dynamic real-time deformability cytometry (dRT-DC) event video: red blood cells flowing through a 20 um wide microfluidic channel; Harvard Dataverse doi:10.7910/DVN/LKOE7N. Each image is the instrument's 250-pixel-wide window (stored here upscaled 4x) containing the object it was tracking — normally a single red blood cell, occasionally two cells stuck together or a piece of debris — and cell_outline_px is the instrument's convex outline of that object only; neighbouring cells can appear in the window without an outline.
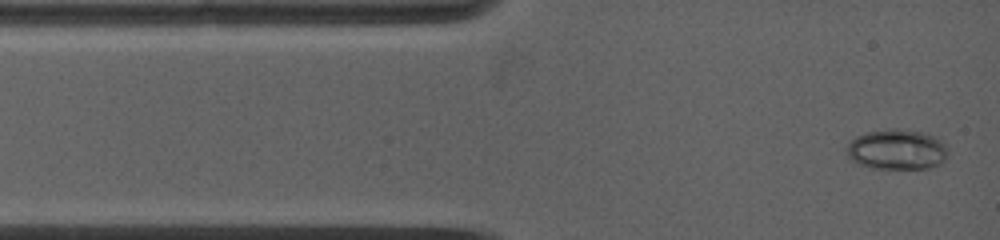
{"species": "common noctule bat (a hibernating species)", "species_latin": "Nyctalus noctula", "temperature_condition": "warm", "stored_images_in_passage": 76, "camera_frame_rate_fps": 5000, "um_per_image_px": 0.085, "animal": {"sex": "female", "body_mass_g": 19.0, "forearm_length_mm": 53.3}, "frame": {"image": 1, "passage_image": 1, "time_ms": 0.0, "image_size_px": [1000, 240], "cell_outline_px": [[948, 156], [940, 164], [928, 168], [872, 168], [860, 164], [852, 160], [848, 156], [844, 148], [856, 136], [868, 132], [920, 132], [932, 136], [940, 140], [944, 144], [948, 152]], "centroid_in_image_um": [76.23, 12.77], "position_along_channel_um": 8.8, "area_um2": 22.83}}
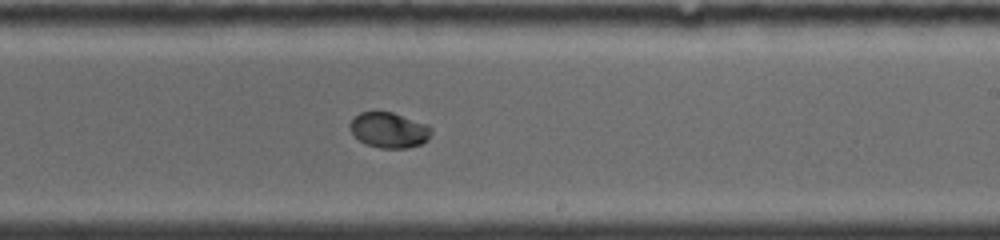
{"frame": {"image": 2, "passage_image": 23, "time_ms": 7.4, "image_size_px": [1000, 240], "cell_outline_px": [[432, 132], [428, 140], [420, 144], [408, 148], [380, 148], [364, 144], [352, 132], [348, 124], [360, 112], [392, 112], [424, 124], [432, 128]], "centroid_in_image_um": [33.06, 11.07], "position_along_channel_um": 255.9, "area_um2": 16.59}}
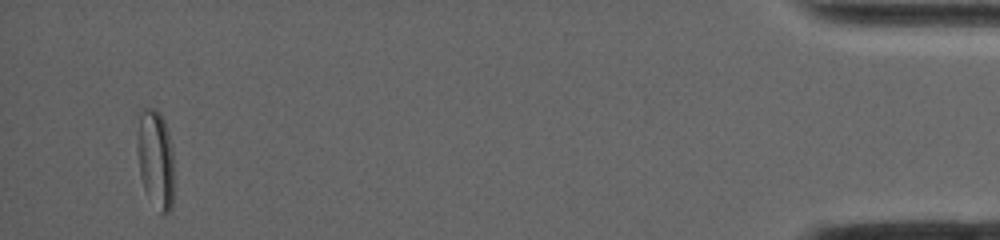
{"frame": {"image": 3, "passage_image": 64, "time_ms": 14.6, "image_size_px": [1000, 240], "cell_outline_px": [[172, 208], [164, 216], [160, 212], [144, 188], [140, 176], [136, 144], [136, 112], [140, 108], [156, 108], [160, 112], [164, 120], [168, 132], [172, 152]], "centroid_in_image_um": [13.16, 13.38], "position_along_channel_um": 422.0, "area_um2": 21.5}, "authors_computed_cell_mechanics": {"area_um2": 18.5538, "velocity_mm_per_s": 3.9311, "shape_relaxation_time_tau1_ms": 7.1419, "shape_relaxation_time_tau2_ms": null, "deformation_change_tau1": 0.2223, "deformation_change_tau2": null}}